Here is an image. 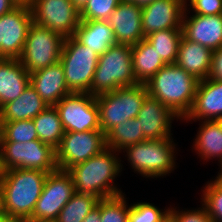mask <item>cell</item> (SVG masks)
<instances>
[{
    "label": "cell",
    "mask_w": 222,
    "mask_h": 222,
    "mask_svg": "<svg viewBox=\"0 0 222 222\" xmlns=\"http://www.w3.org/2000/svg\"><path fill=\"white\" fill-rule=\"evenodd\" d=\"M98 201L97 197L90 194L75 192L54 222H83L88 213L97 206Z\"/></svg>",
    "instance_id": "30"
},
{
    "label": "cell",
    "mask_w": 222,
    "mask_h": 222,
    "mask_svg": "<svg viewBox=\"0 0 222 222\" xmlns=\"http://www.w3.org/2000/svg\"><path fill=\"white\" fill-rule=\"evenodd\" d=\"M83 222H101L100 220V200L97 206L88 213Z\"/></svg>",
    "instance_id": "40"
},
{
    "label": "cell",
    "mask_w": 222,
    "mask_h": 222,
    "mask_svg": "<svg viewBox=\"0 0 222 222\" xmlns=\"http://www.w3.org/2000/svg\"><path fill=\"white\" fill-rule=\"evenodd\" d=\"M136 118L139 119L145 140L172 138V121L180 119L166 105L149 94L145 97Z\"/></svg>",
    "instance_id": "16"
},
{
    "label": "cell",
    "mask_w": 222,
    "mask_h": 222,
    "mask_svg": "<svg viewBox=\"0 0 222 222\" xmlns=\"http://www.w3.org/2000/svg\"><path fill=\"white\" fill-rule=\"evenodd\" d=\"M200 198L212 222H222V183L216 178L203 186Z\"/></svg>",
    "instance_id": "33"
},
{
    "label": "cell",
    "mask_w": 222,
    "mask_h": 222,
    "mask_svg": "<svg viewBox=\"0 0 222 222\" xmlns=\"http://www.w3.org/2000/svg\"><path fill=\"white\" fill-rule=\"evenodd\" d=\"M164 222H174V220L169 216Z\"/></svg>",
    "instance_id": "49"
},
{
    "label": "cell",
    "mask_w": 222,
    "mask_h": 222,
    "mask_svg": "<svg viewBox=\"0 0 222 222\" xmlns=\"http://www.w3.org/2000/svg\"><path fill=\"white\" fill-rule=\"evenodd\" d=\"M30 85V73L19 59L0 58V108L15 99Z\"/></svg>",
    "instance_id": "22"
},
{
    "label": "cell",
    "mask_w": 222,
    "mask_h": 222,
    "mask_svg": "<svg viewBox=\"0 0 222 222\" xmlns=\"http://www.w3.org/2000/svg\"><path fill=\"white\" fill-rule=\"evenodd\" d=\"M137 83L133 75L131 46L115 44L99 55L90 94L96 97Z\"/></svg>",
    "instance_id": "4"
},
{
    "label": "cell",
    "mask_w": 222,
    "mask_h": 222,
    "mask_svg": "<svg viewBox=\"0 0 222 222\" xmlns=\"http://www.w3.org/2000/svg\"><path fill=\"white\" fill-rule=\"evenodd\" d=\"M47 107L48 104L42 100L37 91L31 85H28L17 99L4 104L0 108V121L34 119Z\"/></svg>",
    "instance_id": "23"
},
{
    "label": "cell",
    "mask_w": 222,
    "mask_h": 222,
    "mask_svg": "<svg viewBox=\"0 0 222 222\" xmlns=\"http://www.w3.org/2000/svg\"><path fill=\"white\" fill-rule=\"evenodd\" d=\"M118 155L114 149L106 147L87 161L71 167L67 172L73 179L75 192L90 194L99 200L124 194L114 184L123 169Z\"/></svg>",
    "instance_id": "2"
},
{
    "label": "cell",
    "mask_w": 222,
    "mask_h": 222,
    "mask_svg": "<svg viewBox=\"0 0 222 222\" xmlns=\"http://www.w3.org/2000/svg\"><path fill=\"white\" fill-rule=\"evenodd\" d=\"M113 29L117 44L134 46L144 39L142 7L136 3L120 2L106 20Z\"/></svg>",
    "instance_id": "17"
},
{
    "label": "cell",
    "mask_w": 222,
    "mask_h": 222,
    "mask_svg": "<svg viewBox=\"0 0 222 222\" xmlns=\"http://www.w3.org/2000/svg\"><path fill=\"white\" fill-rule=\"evenodd\" d=\"M32 23V11L28 5H18L0 17V58L21 57Z\"/></svg>",
    "instance_id": "14"
},
{
    "label": "cell",
    "mask_w": 222,
    "mask_h": 222,
    "mask_svg": "<svg viewBox=\"0 0 222 222\" xmlns=\"http://www.w3.org/2000/svg\"><path fill=\"white\" fill-rule=\"evenodd\" d=\"M64 39L52 30L33 22L19 61L29 73L54 65L60 61Z\"/></svg>",
    "instance_id": "8"
},
{
    "label": "cell",
    "mask_w": 222,
    "mask_h": 222,
    "mask_svg": "<svg viewBox=\"0 0 222 222\" xmlns=\"http://www.w3.org/2000/svg\"><path fill=\"white\" fill-rule=\"evenodd\" d=\"M122 2L127 3H136L140 7H144V0H121Z\"/></svg>",
    "instance_id": "43"
},
{
    "label": "cell",
    "mask_w": 222,
    "mask_h": 222,
    "mask_svg": "<svg viewBox=\"0 0 222 222\" xmlns=\"http://www.w3.org/2000/svg\"><path fill=\"white\" fill-rule=\"evenodd\" d=\"M55 108L64 132L101 130L99 107L95 97L89 93H70L64 96Z\"/></svg>",
    "instance_id": "10"
},
{
    "label": "cell",
    "mask_w": 222,
    "mask_h": 222,
    "mask_svg": "<svg viewBox=\"0 0 222 222\" xmlns=\"http://www.w3.org/2000/svg\"><path fill=\"white\" fill-rule=\"evenodd\" d=\"M17 6L18 4L14 0H0V17Z\"/></svg>",
    "instance_id": "39"
},
{
    "label": "cell",
    "mask_w": 222,
    "mask_h": 222,
    "mask_svg": "<svg viewBox=\"0 0 222 222\" xmlns=\"http://www.w3.org/2000/svg\"><path fill=\"white\" fill-rule=\"evenodd\" d=\"M0 222H24V221L23 220H8V219L0 218Z\"/></svg>",
    "instance_id": "46"
},
{
    "label": "cell",
    "mask_w": 222,
    "mask_h": 222,
    "mask_svg": "<svg viewBox=\"0 0 222 222\" xmlns=\"http://www.w3.org/2000/svg\"><path fill=\"white\" fill-rule=\"evenodd\" d=\"M153 1H156V0H144V6L152 3Z\"/></svg>",
    "instance_id": "48"
},
{
    "label": "cell",
    "mask_w": 222,
    "mask_h": 222,
    "mask_svg": "<svg viewBox=\"0 0 222 222\" xmlns=\"http://www.w3.org/2000/svg\"><path fill=\"white\" fill-rule=\"evenodd\" d=\"M3 126L0 121V156H2V149H3Z\"/></svg>",
    "instance_id": "42"
},
{
    "label": "cell",
    "mask_w": 222,
    "mask_h": 222,
    "mask_svg": "<svg viewBox=\"0 0 222 222\" xmlns=\"http://www.w3.org/2000/svg\"><path fill=\"white\" fill-rule=\"evenodd\" d=\"M74 193L73 179L67 171L48 173L30 220L54 222Z\"/></svg>",
    "instance_id": "13"
},
{
    "label": "cell",
    "mask_w": 222,
    "mask_h": 222,
    "mask_svg": "<svg viewBox=\"0 0 222 222\" xmlns=\"http://www.w3.org/2000/svg\"><path fill=\"white\" fill-rule=\"evenodd\" d=\"M169 216L174 220V222H212L207 214L206 208L202 205L194 210H176V208L171 207L169 211Z\"/></svg>",
    "instance_id": "36"
},
{
    "label": "cell",
    "mask_w": 222,
    "mask_h": 222,
    "mask_svg": "<svg viewBox=\"0 0 222 222\" xmlns=\"http://www.w3.org/2000/svg\"><path fill=\"white\" fill-rule=\"evenodd\" d=\"M33 122L38 140L56 149L64 135V129L55 106H48L33 119Z\"/></svg>",
    "instance_id": "27"
},
{
    "label": "cell",
    "mask_w": 222,
    "mask_h": 222,
    "mask_svg": "<svg viewBox=\"0 0 222 222\" xmlns=\"http://www.w3.org/2000/svg\"><path fill=\"white\" fill-rule=\"evenodd\" d=\"M98 57L92 49L78 42L73 36L64 39L60 63L65 82L71 93H89Z\"/></svg>",
    "instance_id": "7"
},
{
    "label": "cell",
    "mask_w": 222,
    "mask_h": 222,
    "mask_svg": "<svg viewBox=\"0 0 222 222\" xmlns=\"http://www.w3.org/2000/svg\"><path fill=\"white\" fill-rule=\"evenodd\" d=\"M105 136L106 146L119 153L128 146L145 141L138 118L117 124Z\"/></svg>",
    "instance_id": "28"
},
{
    "label": "cell",
    "mask_w": 222,
    "mask_h": 222,
    "mask_svg": "<svg viewBox=\"0 0 222 222\" xmlns=\"http://www.w3.org/2000/svg\"><path fill=\"white\" fill-rule=\"evenodd\" d=\"M73 37L97 55H102L110 46L117 44L113 29L103 20H81Z\"/></svg>",
    "instance_id": "24"
},
{
    "label": "cell",
    "mask_w": 222,
    "mask_h": 222,
    "mask_svg": "<svg viewBox=\"0 0 222 222\" xmlns=\"http://www.w3.org/2000/svg\"><path fill=\"white\" fill-rule=\"evenodd\" d=\"M189 1L190 4H187ZM186 0V9L192 10L197 15L222 14V0ZM188 6L190 8H188ZM192 8V9H191Z\"/></svg>",
    "instance_id": "37"
},
{
    "label": "cell",
    "mask_w": 222,
    "mask_h": 222,
    "mask_svg": "<svg viewBox=\"0 0 222 222\" xmlns=\"http://www.w3.org/2000/svg\"><path fill=\"white\" fill-rule=\"evenodd\" d=\"M49 172L4 170L0 181V218L30 220Z\"/></svg>",
    "instance_id": "1"
},
{
    "label": "cell",
    "mask_w": 222,
    "mask_h": 222,
    "mask_svg": "<svg viewBox=\"0 0 222 222\" xmlns=\"http://www.w3.org/2000/svg\"><path fill=\"white\" fill-rule=\"evenodd\" d=\"M208 78L222 81V47L212 52L211 69Z\"/></svg>",
    "instance_id": "38"
},
{
    "label": "cell",
    "mask_w": 222,
    "mask_h": 222,
    "mask_svg": "<svg viewBox=\"0 0 222 222\" xmlns=\"http://www.w3.org/2000/svg\"><path fill=\"white\" fill-rule=\"evenodd\" d=\"M198 82L176 64H166L145 85L150 96L183 120L191 110Z\"/></svg>",
    "instance_id": "3"
},
{
    "label": "cell",
    "mask_w": 222,
    "mask_h": 222,
    "mask_svg": "<svg viewBox=\"0 0 222 222\" xmlns=\"http://www.w3.org/2000/svg\"><path fill=\"white\" fill-rule=\"evenodd\" d=\"M212 50L182 36L175 64L199 81L208 78L211 69Z\"/></svg>",
    "instance_id": "21"
},
{
    "label": "cell",
    "mask_w": 222,
    "mask_h": 222,
    "mask_svg": "<svg viewBox=\"0 0 222 222\" xmlns=\"http://www.w3.org/2000/svg\"><path fill=\"white\" fill-rule=\"evenodd\" d=\"M24 222H45V221H32V220H24Z\"/></svg>",
    "instance_id": "50"
},
{
    "label": "cell",
    "mask_w": 222,
    "mask_h": 222,
    "mask_svg": "<svg viewBox=\"0 0 222 222\" xmlns=\"http://www.w3.org/2000/svg\"><path fill=\"white\" fill-rule=\"evenodd\" d=\"M18 5L30 6L33 0H14Z\"/></svg>",
    "instance_id": "44"
},
{
    "label": "cell",
    "mask_w": 222,
    "mask_h": 222,
    "mask_svg": "<svg viewBox=\"0 0 222 222\" xmlns=\"http://www.w3.org/2000/svg\"><path fill=\"white\" fill-rule=\"evenodd\" d=\"M124 195L100 199L101 222H128L130 206Z\"/></svg>",
    "instance_id": "31"
},
{
    "label": "cell",
    "mask_w": 222,
    "mask_h": 222,
    "mask_svg": "<svg viewBox=\"0 0 222 222\" xmlns=\"http://www.w3.org/2000/svg\"><path fill=\"white\" fill-rule=\"evenodd\" d=\"M30 7L34 23L63 38L73 36L81 21L71 0H33Z\"/></svg>",
    "instance_id": "12"
},
{
    "label": "cell",
    "mask_w": 222,
    "mask_h": 222,
    "mask_svg": "<svg viewBox=\"0 0 222 222\" xmlns=\"http://www.w3.org/2000/svg\"><path fill=\"white\" fill-rule=\"evenodd\" d=\"M182 36V29H164L149 34L145 39L167 64H175Z\"/></svg>",
    "instance_id": "29"
},
{
    "label": "cell",
    "mask_w": 222,
    "mask_h": 222,
    "mask_svg": "<svg viewBox=\"0 0 222 222\" xmlns=\"http://www.w3.org/2000/svg\"><path fill=\"white\" fill-rule=\"evenodd\" d=\"M106 147V136L101 130L64 132L59 146L55 149L58 170L68 171Z\"/></svg>",
    "instance_id": "11"
},
{
    "label": "cell",
    "mask_w": 222,
    "mask_h": 222,
    "mask_svg": "<svg viewBox=\"0 0 222 222\" xmlns=\"http://www.w3.org/2000/svg\"><path fill=\"white\" fill-rule=\"evenodd\" d=\"M220 168L221 171L218 172V176H216L215 178L222 183V162L220 163Z\"/></svg>",
    "instance_id": "45"
},
{
    "label": "cell",
    "mask_w": 222,
    "mask_h": 222,
    "mask_svg": "<svg viewBox=\"0 0 222 222\" xmlns=\"http://www.w3.org/2000/svg\"><path fill=\"white\" fill-rule=\"evenodd\" d=\"M3 170L31 169L52 173L58 170L55 149L39 140L3 142Z\"/></svg>",
    "instance_id": "9"
},
{
    "label": "cell",
    "mask_w": 222,
    "mask_h": 222,
    "mask_svg": "<svg viewBox=\"0 0 222 222\" xmlns=\"http://www.w3.org/2000/svg\"><path fill=\"white\" fill-rule=\"evenodd\" d=\"M3 126V142H30L38 140L33 119L1 122Z\"/></svg>",
    "instance_id": "32"
},
{
    "label": "cell",
    "mask_w": 222,
    "mask_h": 222,
    "mask_svg": "<svg viewBox=\"0 0 222 222\" xmlns=\"http://www.w3.org/2000/svg\"><path fill=\"white\" fill-rule=\"evenodd\" d=\"M120 2L121 0H88L80 11V19L106 21Z\"/></svg>",
    "instance_id": "35"
},
{
    "label": "cell",
    "mask_w": 222,
    "mask_h": 222,
    "mask_svg": "<svg viewBox=\"0 0 222 222\" xmlns=\"http://www.w3.org/2000/svg\"><path fill=\"white\" fill-rule=\"evenodd\" d=\"M222 120V81L206 78L198 82L191 110L183 121Z\"/></svg>",
    "instance_id": "19"
},
{
    "label": "cell",
    "mask_w": 222,
    "mask_h": 222,
    "mask_svg": "<svg viewBox=\"0 0 222 222\" xmlns=\"http://www.w3.org/2000/svg\"><path fill=\"white\" fill-rule=\"evenodd\" d=\"M169 211L170 207L161 210L149 202L133 203L130 205L128 222H164L169 217Z\"/></svg>",
    "instance_id": "34"
},
{
    "label": "cell",
    "mask_w": 222,
    "mask_h": 222,
    "mask_svg": "<svg viewBox=\"0 0 222 222\" xmlns=\"http://www.w3.org/2000/svg\"><path fill=\"white\" fill-rule=\"evenodd\" d=\"M193 142V149L202 160L216 158L222 162V120H203Z\"/></svg>",
    "instance_id": "26"
},
{
    "label": "cell",
    "mask_w": 222,
    "mask_h": 222,
    "mask_svg": "<svg viewBox=\"0 0 222 222\" xmlns=\"http://www.w3.org/2000/svg\"><path fill=\"white\" fill-rule=\"evenodd\" d=\"M1 158H2V156H0V181L2 180L3 173H4V170H3V167H2V163H1Z\"/></svg>",
    "instance_id": "47"
},
{
    "label": "cell",
    "mask_w": 222,
    "mask_h": 222,
    "mask_svg": "<svg viewBox=\"0 0 222 222\" xmlns=\"http://www.w3.org/2000/svg\"><path fill=\"white\" fill-rule=\"evenodd\" d=\"M189 13L190 11L185 9L182 22L183 36L212 51L222 47V14H193L188 17Z\"/></svg>",
    "instance_id": "18"
},
{
    "label": "cell",
    "mask_w": 222,
    "mask_h": 222,
    "mask_svg": "<svg viewBox=\"0 0 222 222\" xmlns=\"http://www.w3.org/2000/svg\"><path fill=\"white\" fill-rule=\"evenodd\" d=\"M30 85L48 106H55L70 94L60 62L30 73Z\"/></svg>",
    "instance_id": "20"
},
{
    "label": "cell",
    "mask_w": 222,
    "mask_h": 222,
    "mask_svg": "<svg viewBox=\"0 0 222 222\" xmlns=\"http://www.w3.org/2000/svg\"><path fill=\"white\" fill-rule=\"evenodd\" d=\"M79 12L85 7L88 0H71Z\"/></svg>",
    "instance_id": "41"
},
{
    "label": "cell",
    "mask_w": 222,
    "mask_h": 222,
    "mask_svg": "<svg viewBox=\"0 0 222 222\" xmlns=\"http://www.w3.org/2000/svg\"><path fill=\"white\" fill-rule=\"evenodd\" d=\"M186 0H156L142 7L144 37L164 29H182Z\"/></svg>",
    "instance_id": "15"
},
{
    "label": "cell",
    "mask_w": 222,
    "mask_h": 222,
    "mask_svg": "<svg viewBox=\"0 0 222 222\" xmlns=\"http://www.w3.org/2000/svg\"><path fill=\"white\" fill-rule=\"evenodd\" d=\"M133 75L138 83L146 84L167 63L144 38L131 46Z\"/></svg>",
    "instance_id": "25"
},
{
    "label": "cell",
    "mask_w": 222,
    "mask_h": 222,
    "mask_svg": "<svg viewBox=\"0 0 222 222\" xmlns=\"http://www.w3.org/2000/svg\"><path fill=\"white\" fill-rule=\"evenodd\" d=\"M147 95V86L137 83L96 96L101 131L106 135L117 124L136 118Z\"/></svg>",
    "instance_id": "6"
},
{
    "label": "cell",
    "mask_w": 222,
    "mask_h": 222,
    "mask_svg": "<svg viewBox=\"0 0 222 222\" xmlns=\"http://www.w3.org/2000/svg\"><path fill=\"white\" fill-rule=\"evenodd\" d=\"M130 166L144 178H160L176 169V143L169 139L145 140L122 150Z\"/></svg>",
    "instance_id": "5"
}]
</instances>
